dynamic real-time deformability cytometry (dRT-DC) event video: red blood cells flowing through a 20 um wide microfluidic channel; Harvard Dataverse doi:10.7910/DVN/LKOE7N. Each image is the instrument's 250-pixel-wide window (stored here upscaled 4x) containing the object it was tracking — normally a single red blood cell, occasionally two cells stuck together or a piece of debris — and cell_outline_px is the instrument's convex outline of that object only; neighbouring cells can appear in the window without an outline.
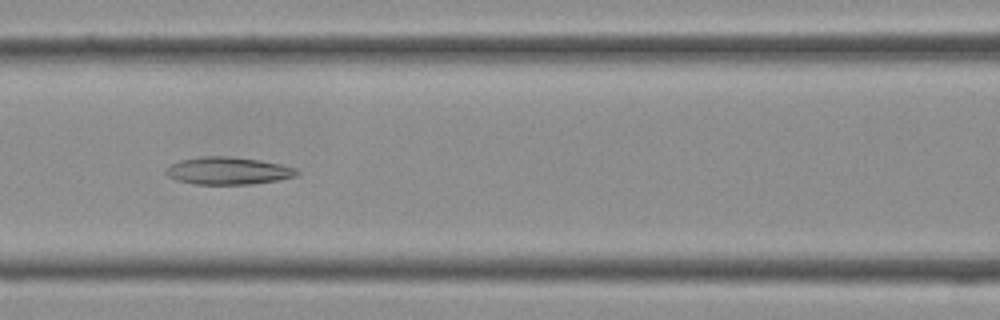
{"species": "Egyptian fruit bat (a non-hibernating species)", "species_latin": "Rousettus aegyptiacus", "temperature_condition": "cold", "stored_images_in_passage": 35, "camera_frame_rate_fps": 3000, "um_per_image_px": 0.085, "frame": {"image": 1, "passage_image": 13, "time_ms": 4.0, "image_size_px": [1000, 320], "cell_outline_px": [[300, 172], [296, 176], [276, 180], [252, 184], [192, 184], [176, 180], [168, 176], [164, 172], [172, 164], [180, 160], [200, 156], [228, 156], [260, 160], [280, 164], [296, 168]], "centroid_in_image_um": [19.38, 14.51], "position_along_channel_um": 147.2, "area_um2": 20.92}}
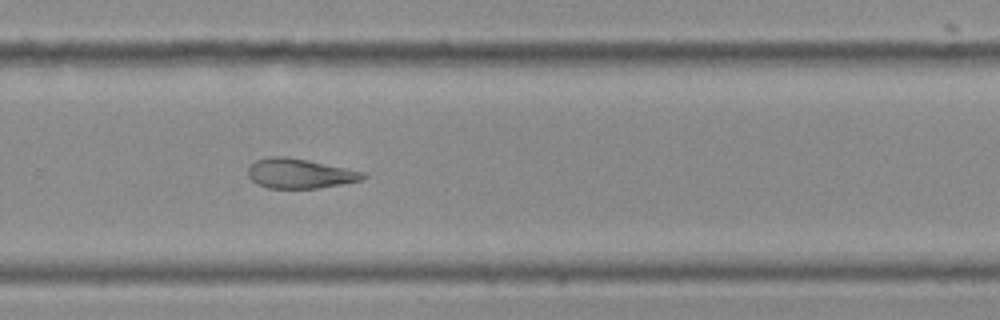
{"frame": {"image": 2, "passage_image": 22, "time_ms": 7.0, "image_size_px": [1000, 320], "cell_outline_px": [[368, 176], [360, 180], [320, 188], [268, 188], [256, 184], [248, 176], [248, 168], [256, 160], [268, 156], [284, 156], [308, 160], [368, 172]], "centroid_in_image_um": [25.5, 14.74], "position_along_channel_um": 304.3, "area_um2": 20.06}}
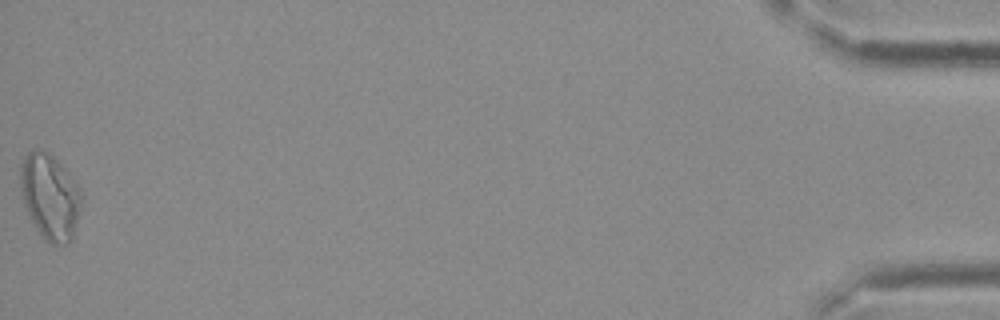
{"frame": {"image": 3, "passage_image": 35, "time_ms": 11.333, "image_size_px": [1000, 320], "cell_outline_px": [[80, 208], [72, 240], [68, 244], [52, 244], [44, 240], [40, 236], [32, 224], [24, 204], [20, 188], [20, 164], [24, 156], [28, 152], [36, 148], [40, 148], [48, 152], [68, 172], [80, 188]], "centroid_in_image_um": [4.21, 16.72], "position_along_channel_um": 431.0, "area_um2": 30.63}}